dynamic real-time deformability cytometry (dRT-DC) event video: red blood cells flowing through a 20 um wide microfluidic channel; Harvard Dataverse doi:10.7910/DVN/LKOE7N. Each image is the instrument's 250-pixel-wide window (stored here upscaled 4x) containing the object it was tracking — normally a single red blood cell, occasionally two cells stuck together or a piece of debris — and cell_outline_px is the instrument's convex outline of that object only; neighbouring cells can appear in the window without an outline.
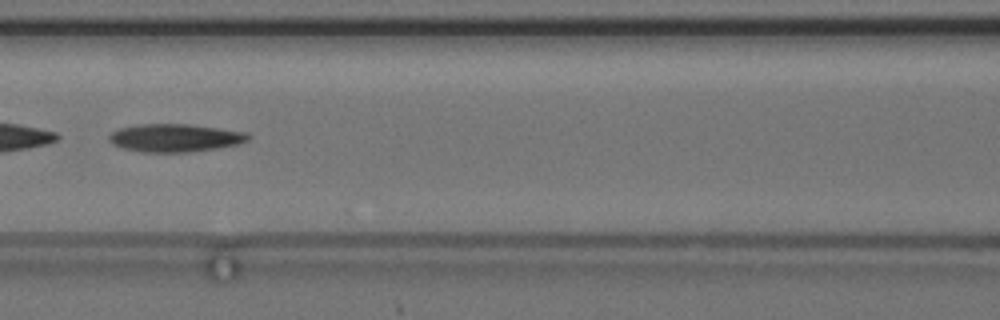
{"species": "common noctule bat (a hibernating species)", "species_latin": "Nyctalus noctula", "temperature_condition": "cold", "stored_images_in_passage": 51, "camera_frame_rate_fps": 3000, "um_per_image_px": 0.085, "animal": {"sex": "female", "body_mass_g": 24.6, "forearm_length_mm": 56.2}, "frame": {"image": 1, "passage_image": 22, "time_ms": 7.0, "image_size_px": [1000, 320], "cell_outline_px": [[252, 136], [248, 140], [240, 144], [216, 148], [188, 152], [144, 152], [124, 148], [112, 144], [108, 140], [108, 136], [112, 132], [120, 128], [140, 124], [188, 124], [248, 132]], "centroid_in_image_um": [14.9, 11.71], "position_along_channel_um": 151.7, "area_um2": 22.66}}